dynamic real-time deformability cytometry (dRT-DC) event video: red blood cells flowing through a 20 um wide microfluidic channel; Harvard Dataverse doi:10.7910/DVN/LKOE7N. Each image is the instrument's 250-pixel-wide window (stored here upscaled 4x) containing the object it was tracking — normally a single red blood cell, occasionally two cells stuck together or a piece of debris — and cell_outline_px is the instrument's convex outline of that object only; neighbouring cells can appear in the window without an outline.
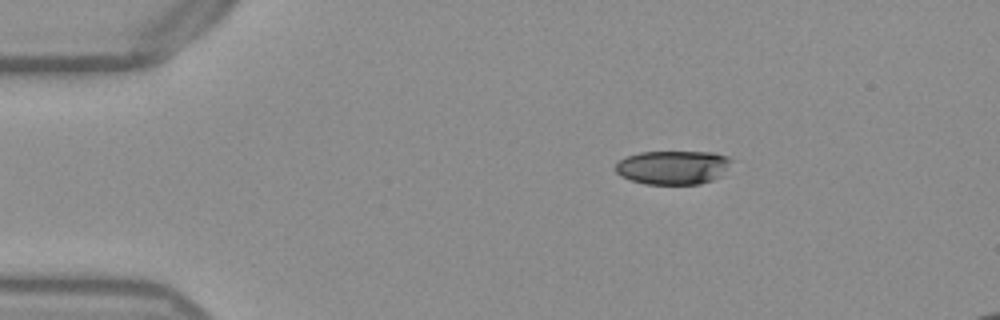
{"species": "Egyptian fruit bat (a non-hibernating species)", "species_latin": "Rousettus aegyptiacus", "temperature_condition": "warm", "stored_images_in_passage": 13, "camera_frame_rate_fps": 3000, "um_per_image_px": 0.085, "frame": {"image": 1, "passage_image": 1, "time_ms": 0.0, "image_size_px": [1000, 320], "cell_outline_px": [[732, 160], [720, 176], [712, 180], [700, 184], [644, 184], [620, 176], [616, 172], [616, 164], [620, 160], [628, 156], [640, 152], [712, 152], [728, 156]], "centroid_in_image_um": [57.19, 14.23], "position_along_channel_um": 27.8, "area_um2": 22.72}}
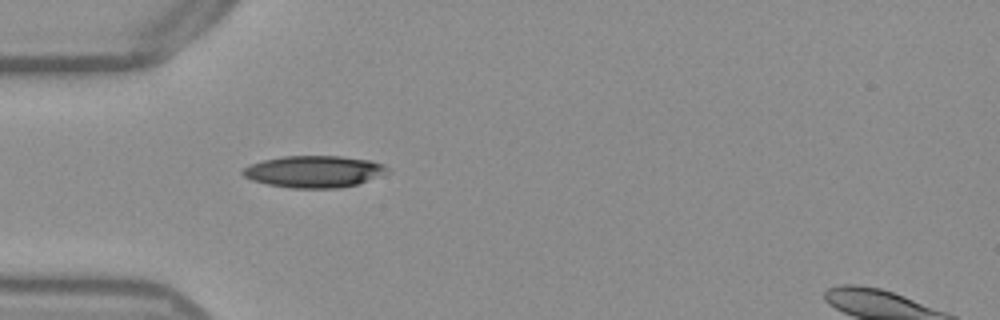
{"frame": {"image": 2, "passage_image": 8, "time_ms": 2.333, "image_size_px": [1000, 320], "cell_outline_px": [[388, 172], [360, 184], [340, 188], [288, 188], [268, 184], [252, 180], [244, 176], [240, 172], [244, 168], [252, 164], [264, 160], [284, 156], [340, 156], [372, 160], [384, 164], [388, 168]], "centroid_in_image_um": [26.73, 14.59], "position_along_channel_um": 58.3, "area_um2": 26.88}}
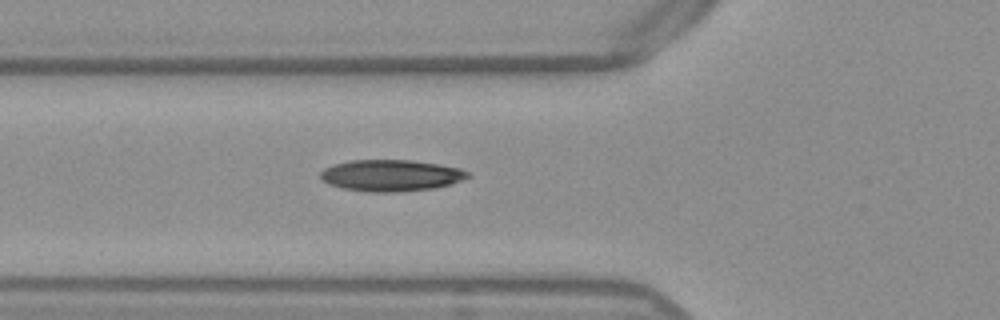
{"frame": {"image": 3, "passage_image": 11, "time_ms": 3.333, "image_size_px": [1000, 320], "cell_outline_px": [[472, 176], [448, 184], [432, 188], [396, 192], [368, 192], [344, 188], [328, 184], [320, 176], [320, 172], [324, 168], [332, 164], [348, 160], [412, 160], [440, 164], [460, 168], [468, 172]], "centroid_in_image_um": [33.21, 14.9], "position_along_channel_um": 92.6, "area_um2": 26.99}}